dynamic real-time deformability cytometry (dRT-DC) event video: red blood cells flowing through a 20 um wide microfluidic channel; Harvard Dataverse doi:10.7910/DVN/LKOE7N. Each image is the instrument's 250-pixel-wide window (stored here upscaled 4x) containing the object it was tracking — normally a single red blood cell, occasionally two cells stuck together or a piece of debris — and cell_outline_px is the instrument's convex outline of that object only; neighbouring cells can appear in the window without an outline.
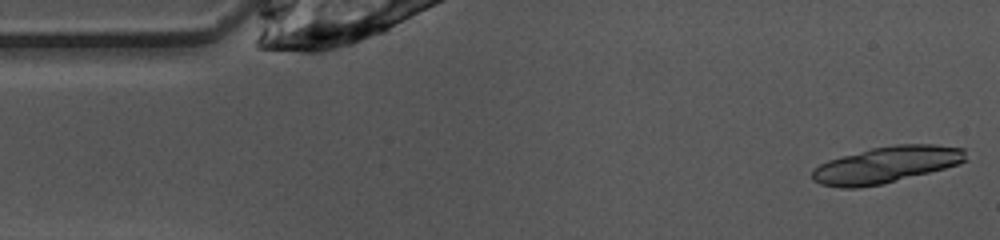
{"species": "common noctule bat (a hibernating species)", "species_latin": "Nyctalus noctula", "temperature_condition": "warm", "stored_images_in_passage": 34, "camera_frame_rate_fps": 3000, "um_per_image_px": 0.085, "animal": {"sex": "female", "body_mass_g": 10.0, "forearm_length_mm": 53.1}, "frame": {"image": 1, "passage_image": 1, "time_ms": 0.0, "image_size_px": [1000, 240], "cell_outline_px": [[968, 160], [960, 164], [884, 184], [860, 188], [840, 188], [820, 184], [812, 180], [812, 168], [828, 160], [872, 148], [896, 144], [936, 144], [964, 148]], "centroid_in_image_um": [75.34, 14.01], "position_along_channel_um": 9.7, "area_um2": 32.89}}
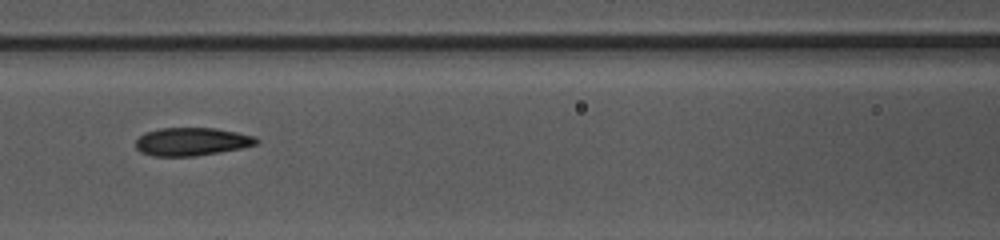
{"frame": {"image": 2, "passage_image": 19, "time_ms": 6.0, "image_size_px": [1000, 240], "cell_outline_px": [[260, 140], [256, 144], [240, 148], [220, 152], [196, 156], [152, 156], [140, 152], [136, 148], [136, 140], [144, 132], [160, 128], [216, 128], [256, 136]], "centroid_in_image_um": [16.28, 12.04], "position_along_channel_um": 150.3, "area_um2": 19.83}}
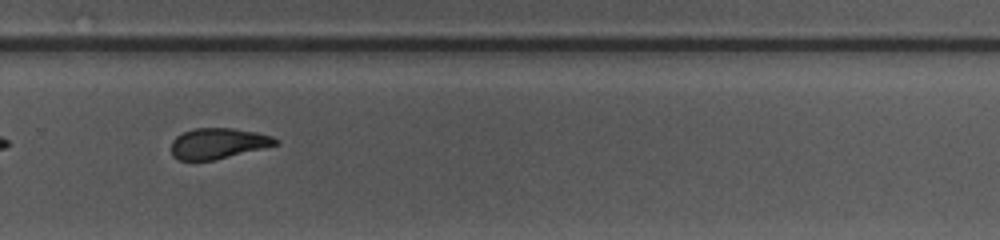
{"frame": {"image": 3, "passage_image": 31, "time_ms": 10.0, "image_size_px": [1000, 240], "cell_outline_px": [[280, 144], [264, 148], [212, 160], [180, 160], [172, 156], [172, 140], [176, 136], [184, 132], [196, 128], [232, 128], [256, 132], [272, 136], [280, 140]], "centroid_in_image_um": [18.56, 12.18], "position_along_channel_um": 311.2, "area_um2": 18.55}}